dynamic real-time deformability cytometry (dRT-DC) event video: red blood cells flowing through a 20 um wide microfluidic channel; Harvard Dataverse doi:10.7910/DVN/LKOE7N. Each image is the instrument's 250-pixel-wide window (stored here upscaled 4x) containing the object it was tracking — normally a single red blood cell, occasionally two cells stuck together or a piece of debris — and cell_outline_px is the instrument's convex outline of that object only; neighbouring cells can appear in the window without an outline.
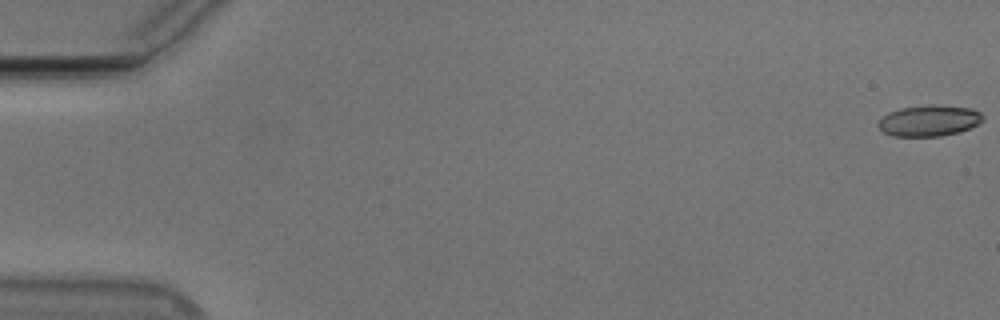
{"species": "Egyptian fruit bat (a non-hibernating species)", "species_latin": "Rousettus aegyptiacus", "temperature_condition": "cold", "stored_images_in_passage": 55, "camera_frame_rate_fps": 3000, "um_per_image_px": 0.085, "animal": {"sex": "male"}, "frame": {"image": 1, "passage_image": 1, "time_ms": 0.0, "image_size_px": [1000, 320], "cell_outline_px": [[984, 120], [960, 132], [940, 136], [892, 136], [884, 132], [876, 124], [888, 112], [900, 108], [928, 104], [932, 104], [972, 108], [980, 112], [984, 116]], "centroid_in_image_um": [78.98, 10.24], "position_along_channel_um": 6.0, "area_um2": 19.02}}
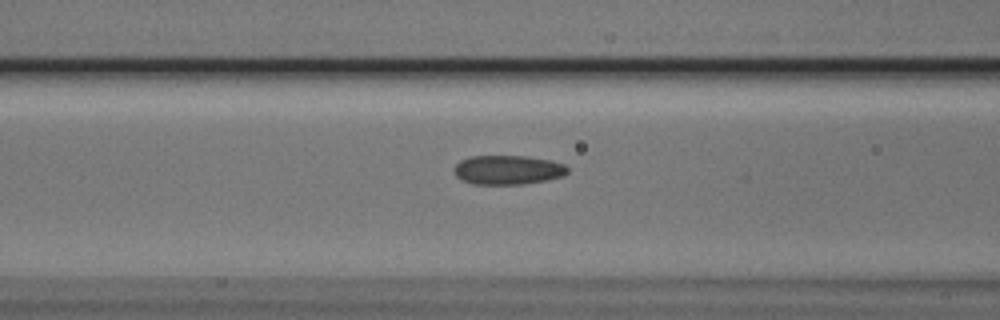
{"frame": {"image": 2, "passage_image": 23, "time_ms": 7.333, "image_size_px": [1000, 320], "cell_outline_px": [[568, 172], [564, 176], [548, 180], [524, 184], [472, 184], [460, 180], [452, 172], [452, 168], [460, 160], [468, 156], [528, 156], [548, 160], [564, 164], [568, 168]], "centroid_in_image_um": [43.12, 14.44], "position_along_channel_um": 123.5, "area_um2": 19.65}}
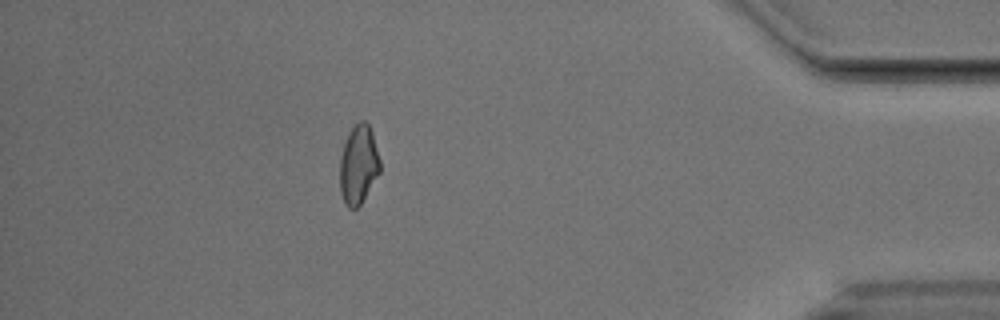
{"frame": {"image": 3, "passage_image": 49, "time_ms": 16.0, "image_size_px": [1000, 320], "cell_outline_px": [[380, 172], [360, 204], [356, 208], [348, 208], [340, 192], [340, 156], [348, 132], [360, 120], [364, 120], [368, 124], [372, 132], [380, 160]], "centroid_in_image_um": [30.46, 13.98], "position_along_channel_um": 404.7, "area_um2": 18.32}, "authors_computed_cell_mechanics": {"area_um2": 19.1896, "velocity_mm_per_s": 3.7722, "shape_relaxation_time_tau1_ms": 4.6542, "shape_relaxation_time_tau2_ms": 3.3066, "deformation_change_tau1": 0.1031, "deformation_change_tau2": 0.0838}}